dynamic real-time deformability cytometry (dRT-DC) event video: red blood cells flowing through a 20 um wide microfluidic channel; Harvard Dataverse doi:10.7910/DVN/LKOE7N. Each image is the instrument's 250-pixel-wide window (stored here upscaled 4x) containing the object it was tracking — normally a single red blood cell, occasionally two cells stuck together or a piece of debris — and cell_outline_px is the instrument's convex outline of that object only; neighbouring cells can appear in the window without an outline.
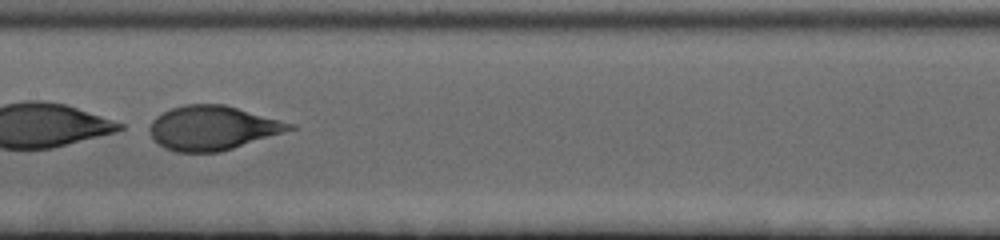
{"species": "human", "species_latin": "Homo sapiens", "temperature_condition": "cold", "stored_images_in_passage": 60, "camera_frame_rate_fps": 3000, "um_per_image_px": 0.085, "donor": {"sex": "female"}, "frame": {"image": 1, "passage_image": 29, "time_ms": 9.333, "image_size_px": [1000, 240], "cell_outline_px": [[296, 128], [284, 132], [220, 152], [176, 152], [164, 148], [152, 136], [148, 128], [152, 120], [156, 116], [172, 108], [184, 104], [224, 104], [296, 124]], "centroid_in_image_um": [18.07, 10.87], "position_along_channel_um": 189.3, "area_um2": 35.89}}
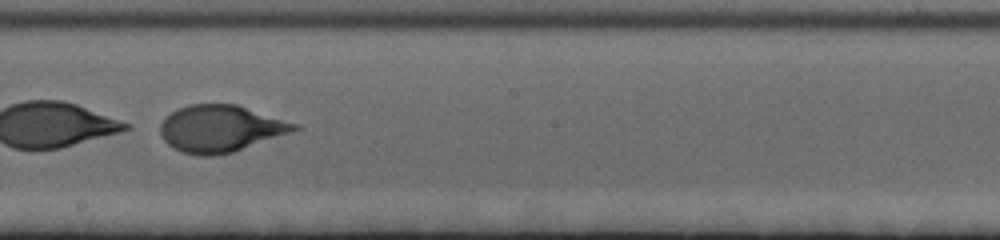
{"frame": {"image": 2, "passage_image": 33, "time_ms": 10.667, "image_size_px": [1000, 240], "cell_outline_px": [[304, 128], [232, 152], [216, 156], [196, 156], [180, 152], [172, 148], [160, 136], [160, 124], [172, 112], [188, 104], [236, 104], [300, 124]], "centroid_in_image_um": [18.76, 10.94], "position_along_channel_um": 229.4, "area_um2": 36.82}}
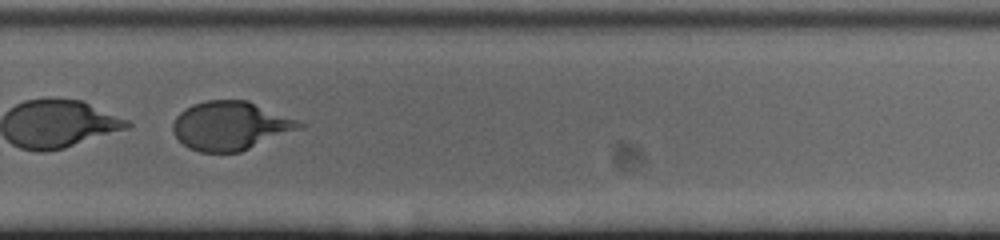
{"frame": {"image": 3, "passage_image": 41, "time_ms": 13.333, "image_size_px": [1000, 240], "cell_outline_px": [[308, 124], [304, 128], [240, 152], [200, 152], [188, 148], [176, 136], [172, 128], [172, 124], [176, 116], [184, 108], [192, 104], [208, 100], [248, 100]], "centroid_in_image_um": [19.62, 10.69], "position_along_channel_um": 310.2, "area_um2": 36.13}}